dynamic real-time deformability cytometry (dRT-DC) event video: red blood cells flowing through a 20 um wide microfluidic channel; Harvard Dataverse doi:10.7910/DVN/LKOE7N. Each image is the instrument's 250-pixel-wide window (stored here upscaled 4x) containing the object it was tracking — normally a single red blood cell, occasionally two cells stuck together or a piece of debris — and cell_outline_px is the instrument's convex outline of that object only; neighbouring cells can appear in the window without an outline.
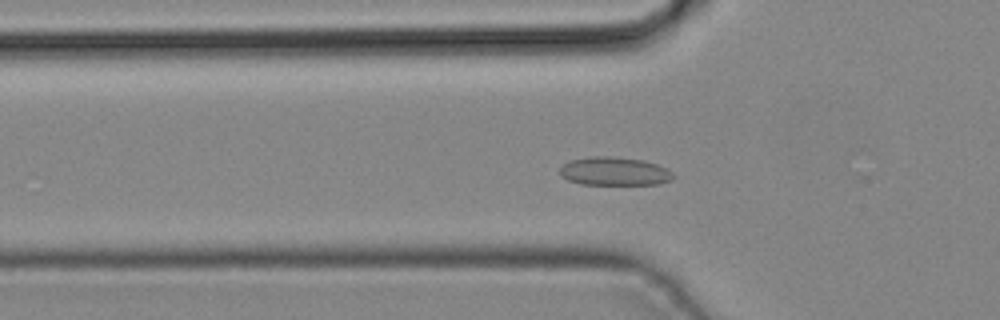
{"species": "common noctule bat (a hibernating species)", "species_latin": "Nyctalus noctula", "temperature_condition": "cold", "stored_images_in_passage": 37, "camera_frame_rate_fps": 3000, "um_per_image_px": 0.085, "animal": {"sex": "male", "body_mass_g": 19.2, "forearm_length_mm": 51.8}, "frame": {"image": 1, "passage_image": 8, "time_ms": 2.333, "image_size_px": [1000, 320], "cell_outline_px": [[676, 176], [672, 180], [660, 184], [580, 184], [568, 180], [560, 176], [560, 168], [564, 164], [572, 160], [592, 156], [608, 156], [644, 160], [668, 168]], "centroid_in_image_um": [52.26, 14.56], "position_along_channel_um": 73.5, "area_um2": 18.84}}
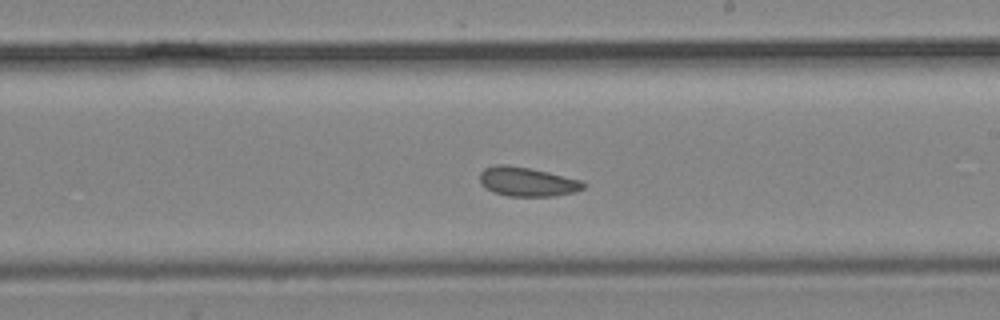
{"frame": {"image": 2, "passage_image": 19, "time_ms": 6.0, "image_size_px": [1000, 320], "cell_outline_px": [[588, 184], [584, 188], [572, 192], [556, 196], [508, 196], [492, 192], [484, 188], [480, 184], [480, 172], [484, 168], [496, 164], [508, 164], [548, 172], [580, 180]], "centroid_in_image_um": [44.77, 15.45], "position_along_channel_um": 244.2, "area_um2": 17.74}}
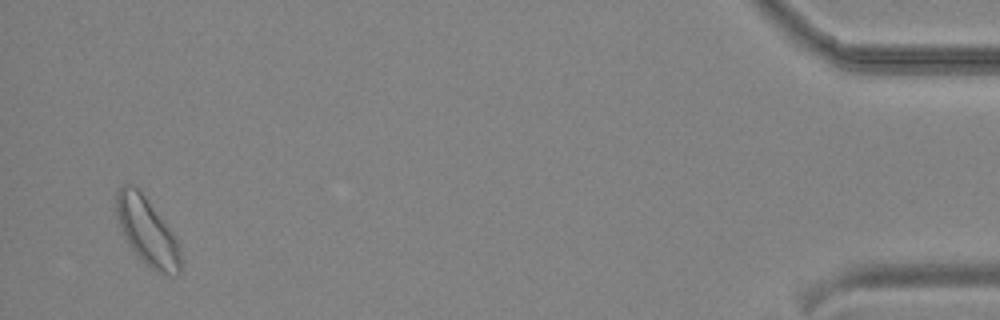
{"frame": {"image": 3, "passage_image": 36, "time_ms": 11.667, "image_size_px": [1000, 320], "cell_outline_px": [[180, 272], [176, 276], [156, 272], [140, 260], [124, 236], [116, 212], [116, 192], [124, 184], [128, 184], [136, 188], [144, 196], [176, 236], [180, 252]], "centroid_in_image_um": [12.52, 19.71], "position_along_channel_um": 422.7, "area_um2": 24.85}}